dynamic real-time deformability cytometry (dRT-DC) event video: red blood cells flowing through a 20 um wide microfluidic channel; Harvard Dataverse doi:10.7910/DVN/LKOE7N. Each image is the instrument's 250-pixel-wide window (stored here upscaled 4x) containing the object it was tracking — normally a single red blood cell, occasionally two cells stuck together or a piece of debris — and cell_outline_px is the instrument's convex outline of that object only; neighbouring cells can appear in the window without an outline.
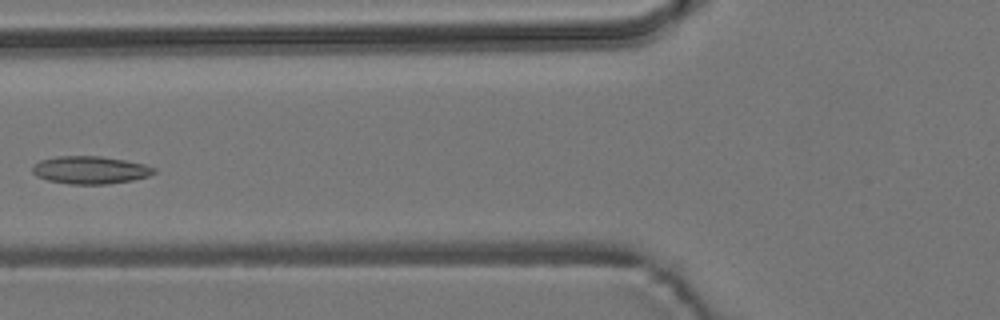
{"species": "common noctule bat (a hibernating species)", "species_latin": "Nyctalus noctula", "temperature_condition": "room temperature", "stored_images_in_passage": 8, "camera_frame_rate_fps": 3000, "um_per_image_px": 0.085, "animal": {"sex": "male", "body_mass_g": 19.2, "forearm_length_mm": 51.8}, "frame": {"image": 1, "passage_image": 7, "time_ms": 7.0, "image_size_px": [1000, 320], "cell_outline_px": [[156, 172], [148, 176], [132, 180], [108, 184], [68, 184], [48, 180], [36, 176], [32, 172], [32, 164], [40, 160], [56, 156], [100, 156], [124, 160], [144, 164], [156, 168]], "centroid_in_image_um": [7.64, 14.45], "position_along_channel_um": 118.2, "area_um2": 19.71}}
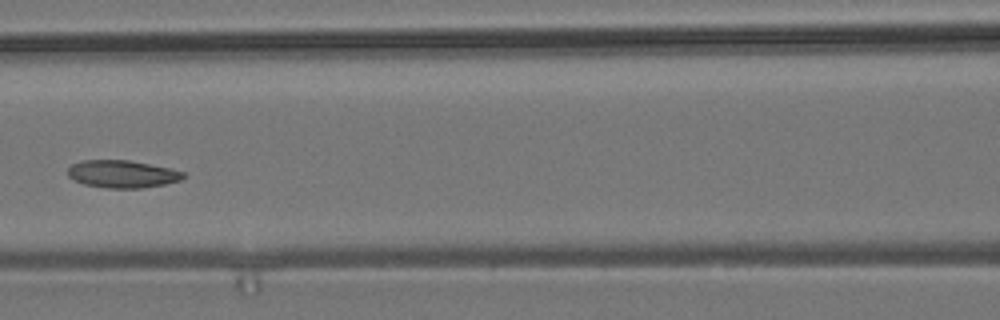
{"frame": {"image": 2, "passage_image": 8, "time_ms": 8.0, "image_size_px": [1000, 320], "cell_outline_px": [[188, 176], [180, 180], [164, 184], [140, 188], [108, 188], [84, 184], [68, 176], [68, 168], [72, 164], [84, 160], [128, 160], [168, 168], [184, 172]], "centroid_in_image_um": [10.4, 14.79], "position_along_channel_um": 156.2, "area_um2": 18.32}}